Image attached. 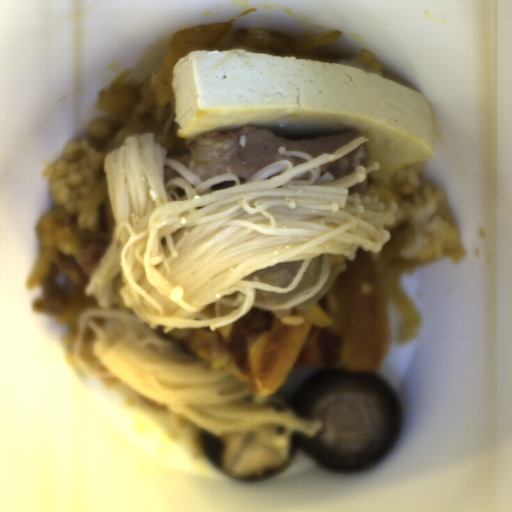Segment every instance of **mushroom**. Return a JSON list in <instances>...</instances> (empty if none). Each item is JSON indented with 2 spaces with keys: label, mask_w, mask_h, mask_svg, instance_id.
<instances>
[{
  "label": "mushroom",
  "mask_w": 512,
  "mask_h": 512,
  "mask_svg": "<svg viewBox=\"0 0 512 512\" xmlns=\"http://www.w3.org/2000/svg\"><path fill=\"white\" fill-rule=\"evenodd\" d=\"M295 417L320 421L315 435L293 431L285 444L260 432H208L199 440L205 458L229 479L262 480L286 470L297 453L327 471L361 473L399 442L403 415L395 390L367 369L327 366L295 389Z\"/></svg>",
  "instance_id": "983e1aa8"
}]
</instances>
